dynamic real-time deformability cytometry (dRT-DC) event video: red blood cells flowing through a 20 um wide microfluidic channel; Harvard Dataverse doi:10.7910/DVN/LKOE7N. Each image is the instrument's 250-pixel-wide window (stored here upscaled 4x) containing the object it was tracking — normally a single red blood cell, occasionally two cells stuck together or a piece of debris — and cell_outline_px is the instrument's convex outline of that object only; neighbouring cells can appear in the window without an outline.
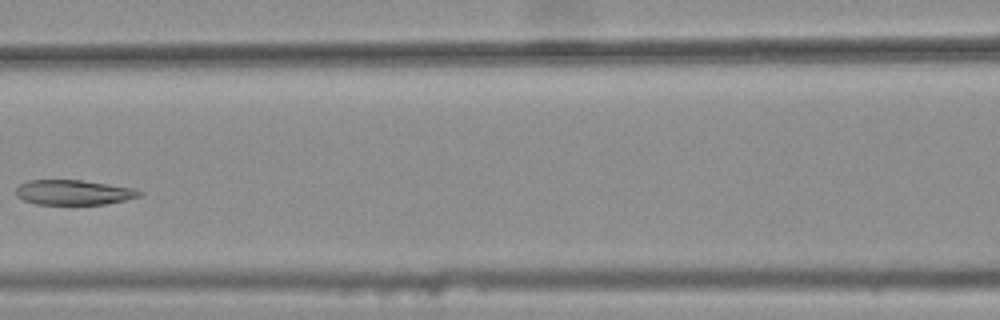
{"species": "common noctule bat (a hibernating species)", "species_latin": "Nyctalus noctula", "temperature_condition": "warm", "stored_images_in_passage": 6, "camera_frame_rate_fps": 3000, "um_per_image_px": 0.085, "animal": {"sex": "female", "body_mass_g": 25.1}, "frame": {"image": 1, "passage_image": 5, "time_ms": 1.333, "image_size_px": [1000, 320], "cell_outline_px": [[144, 192], [140, 196], [108, 204], [36, 204], [24, 200], [16, 196], [16, 188], [20, 184], [28, 180], [80, 180], [132, 188]], "centroid_in_image_um": [6.23, 16.35], "position_along_channel_um": 160.4, "area_um2": 17.8}}
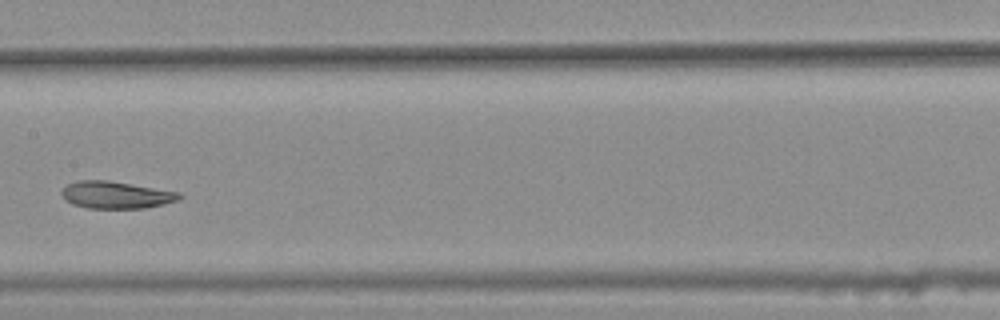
{"frame": {"image": 2, "passage_image": 6, "time_ms": 1.667, "image_size_px": [1000, 320], "cell_outline_px": [[184, 196], [180, 200], [164, 204], [144, 208], [88, 208], [72, 204], [64, 200], [60, 192], [68, 184], [76, 180], [108, 180], [180, 192]], "centroid_in_image_um": [9.87, 16.57], "position_along_channel_um": 197.5, "area_um2": 18.79}}